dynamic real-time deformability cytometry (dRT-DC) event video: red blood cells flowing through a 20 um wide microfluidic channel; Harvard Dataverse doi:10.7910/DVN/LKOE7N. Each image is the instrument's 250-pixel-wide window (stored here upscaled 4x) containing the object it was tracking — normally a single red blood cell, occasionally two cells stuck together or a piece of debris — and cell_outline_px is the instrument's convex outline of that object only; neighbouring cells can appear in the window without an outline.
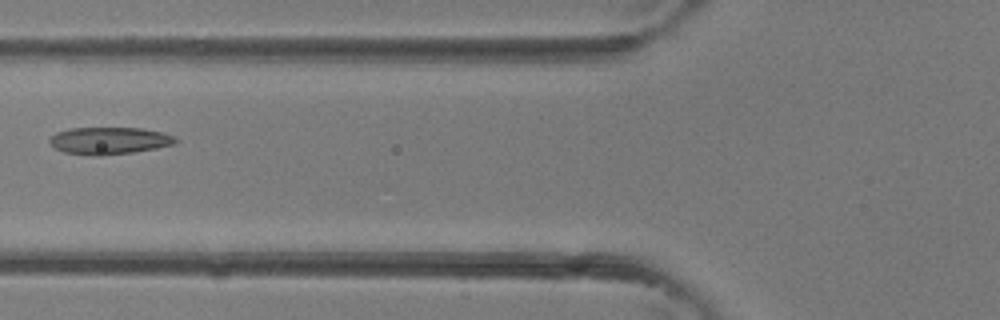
{"species": "common noctule bat (a hibernating species)", "species_latin": "Nyctalus noctula", "temperature_condition": "room temperature", "stored_images_in_passage": 4, "camera_frame_rate_fps": 3000, "um_per_image_px": 0.085, "animal": {"sex": "female"}, "frame": {"image": 1, "passage_image": 4, "time_ms": 1.0, "image_size_px": [1000, 320], "cell_outline_px": [[180, 140], [176, 144], [156, 148], [132, 152], [100, 156], [92, 156], [64, 152], [48, 144], [48, 140], [56, 132], [68, 128], [144, 128], [160, 132], [172, 136]], "centroid_in_image_um": [9.26, 11.96], "position_along_channel_um": 116.5, "area_um2": 20.06}}